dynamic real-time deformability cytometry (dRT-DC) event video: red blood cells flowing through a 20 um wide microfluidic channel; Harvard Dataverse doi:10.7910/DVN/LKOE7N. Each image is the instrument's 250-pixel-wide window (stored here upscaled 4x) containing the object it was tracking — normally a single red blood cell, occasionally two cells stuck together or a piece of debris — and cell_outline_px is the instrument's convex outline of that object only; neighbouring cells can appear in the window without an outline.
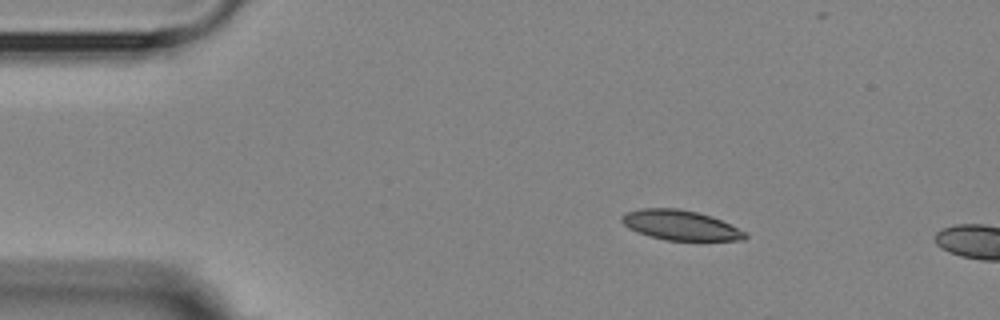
{"species": "Egyptian fruit bat (a non-hibernating species)", "species_latin": "Rousettus aegyptiacus", "temperature_condition": "room temperature", "stored_images_in_passage": 6, "camera_frame_rate_fps": 3000, "um_per_image_px": 0.085, "animal": {"sex": "female"}, "frame": {"image": 1, "passage_image": 2, "time_ms": 1.333, "image_size_px": [1000, 320], "cell_outline_px": [[748, 236], [744, 240], [664, 240], [636, 232], [628, 228], [620, 220], [620, 216], [628, 212], [640, 208], [680, 208], [712, 216], [744, 232]], "centroid_in_image_um": [57.77, 19.13], "position_along_channel_um": 27.2, "area_um2": 21.33}}